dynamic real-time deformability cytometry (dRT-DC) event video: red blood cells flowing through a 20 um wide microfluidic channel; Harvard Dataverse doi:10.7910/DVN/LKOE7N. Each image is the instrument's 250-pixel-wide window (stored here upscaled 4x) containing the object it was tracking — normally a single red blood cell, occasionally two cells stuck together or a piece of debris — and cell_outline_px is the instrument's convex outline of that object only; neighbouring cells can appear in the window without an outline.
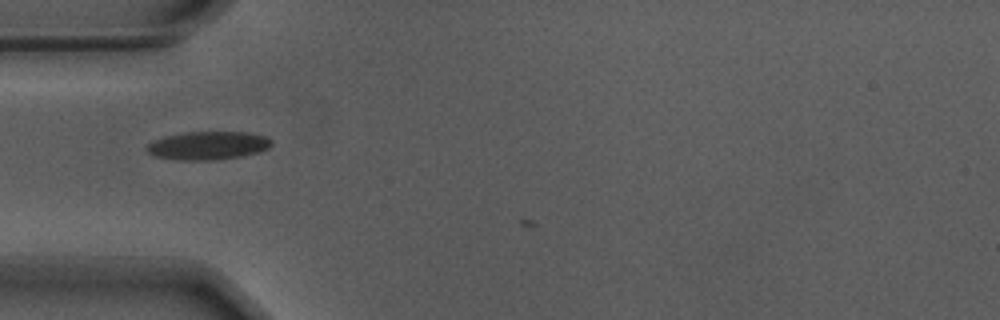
{"species": "Egyptian fruit bat (a non-hibernating species)", "species_latin": "Rousettus aegyptiacus", "temperature_condition": "warm", "stored_images_in_passage": 5, "camera_frame_rate_fps": 3000, "um_per_image_px": 0.085, "animal": {"sex": "male"}, "frame": {"image": 1, "passage_image": 4, "time_ms": 1.0, "image_size_px": [1000, 320], "cell_outline_px": [[272, 144], [268, 148], [260, 152], [240, 156], [216, 160], [180, 160], [156, 156], [148, 152], [144, 148], [148, 144], [164, 136], [188, 132], [244, 132], [264, 136], [272, 140]], "centroid_in_image_um": [17.68, 12.37], "position_along_channel_um": 67.3, "area_um2": 20.4}}